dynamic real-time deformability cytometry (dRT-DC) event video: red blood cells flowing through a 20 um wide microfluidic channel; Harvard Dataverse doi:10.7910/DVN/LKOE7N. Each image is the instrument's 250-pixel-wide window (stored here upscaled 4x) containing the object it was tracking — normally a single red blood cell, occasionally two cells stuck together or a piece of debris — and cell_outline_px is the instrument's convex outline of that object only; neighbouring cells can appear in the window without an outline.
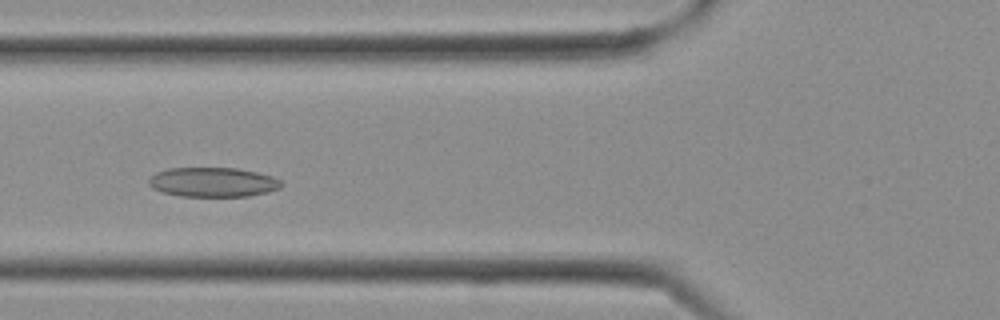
{"species": "Egyptian fruit bat (a non-hibernating species)", "species_latin": "Rousettus aegyptiacus", "temperature_condition": "cold", "stored_images_in_passage": 19, "camera_frame_rate_fps": 3000, "um_per_image_px": 0.085, "frame": {"image": 1, "passage_image": 4, "time_ms": 1.0, "image_size_px": [1000, 320], "cell_outline_px": [[284, 184], [280, 188], [268, 192], [248, 196], [180, 196], [164, 192], [152, 188], [148, 184], [148, 180], [156, 172], [168, 168], [236, 168], [256, 172], [272, 176], [280, 180]], "centroid_in_image_um": [18.11, 15.48], "position_along_channel_um": 107.7, "area_um2": 22.77}}
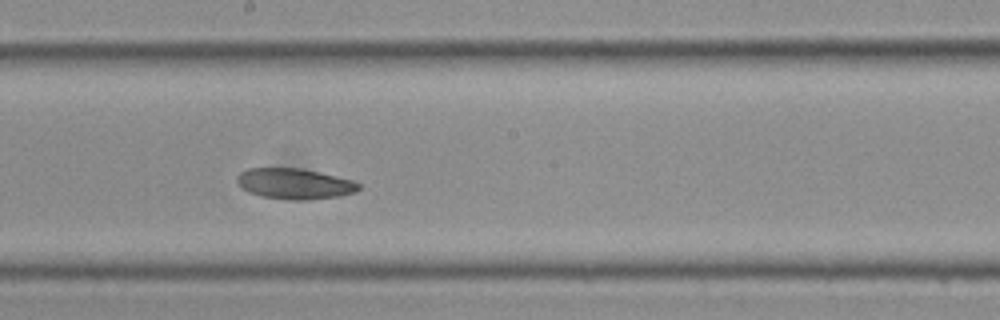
{"frame": {"image": 2, "passage_image": 9, "time_ms": 2.667, "image_size_px": [1000, 320], "cell_outline_px": [[360, 188], [356, 192], [340, 196], [308, 200], [296, 200], [260, 196], [248, 192], [240, 188], [236, 180], [236, 176], [240, 172], [248, 168], [300, 168], [320, 172], [356, 180], [360, 184]], "centroid_in_image_um": [25.05, 15.61], "position_along_channel_um": 223.1, "area_um2": 22.08}}
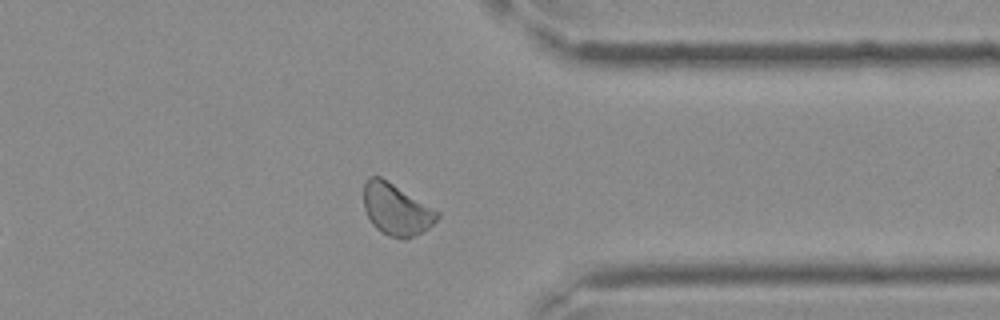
{"frame": {"image": 3, "passage_image": 16, "time_ms": 5.0, "image_size_px": [1000, 320], "cell_outline_px": [[440, 216], [428, 228], [408, 240], [404, 240], [388, 236], [380, 232], [372, 224], [364, 208], [364, 184], [368, 176], [380, 176], [440, 212]], "centroid_in_image_um": [33.67, 17.82], "position_along_channel_um": 377.7, "area_um2": 22.14}}